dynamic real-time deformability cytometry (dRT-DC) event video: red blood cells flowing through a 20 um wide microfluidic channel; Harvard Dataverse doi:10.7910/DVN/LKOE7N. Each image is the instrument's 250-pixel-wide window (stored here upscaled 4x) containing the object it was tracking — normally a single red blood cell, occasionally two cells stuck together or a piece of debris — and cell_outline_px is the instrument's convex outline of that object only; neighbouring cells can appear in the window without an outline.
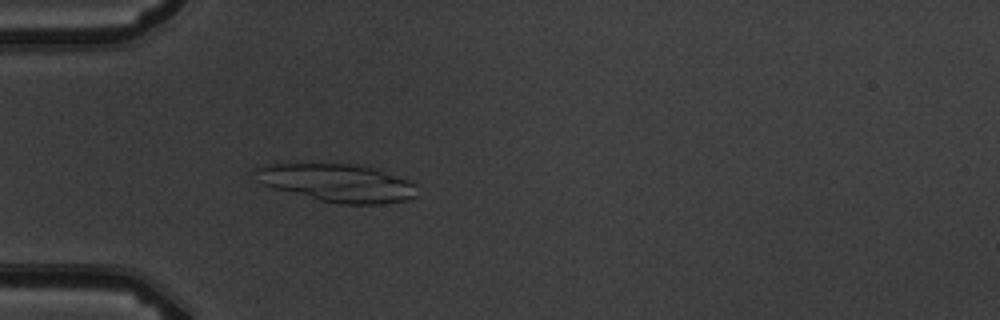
{"species": "common noctule bat (a hibernating species)", "species_latin": "Nyctalus noctula", "temperature_condition": "warm", "stored_images_in_passage": 5, "camera_frame_rate_fps": 3000, "um_per_image_px": 0.085, "animal": {"sex": "male", "body_mass_g": 19.5, "forearm_length_mm": 54.6}, "frame": {"image": 1, "passage_image": 5, "time_ms": 6.333, "image_size_px": [1000, 320], "cell_outline_px": [[416, 196], [408, 200], [380, 204], [340, 204], [320, 200], [272, 188], [256, 180], [252, 172], [252, 168], [264, 164], [360, 164], [412, 180], [416, 184]], "centroid_in_image_um": [28.66, 15.54], "position_along_channel_um": 56.3, "area_um2": 36.07}}